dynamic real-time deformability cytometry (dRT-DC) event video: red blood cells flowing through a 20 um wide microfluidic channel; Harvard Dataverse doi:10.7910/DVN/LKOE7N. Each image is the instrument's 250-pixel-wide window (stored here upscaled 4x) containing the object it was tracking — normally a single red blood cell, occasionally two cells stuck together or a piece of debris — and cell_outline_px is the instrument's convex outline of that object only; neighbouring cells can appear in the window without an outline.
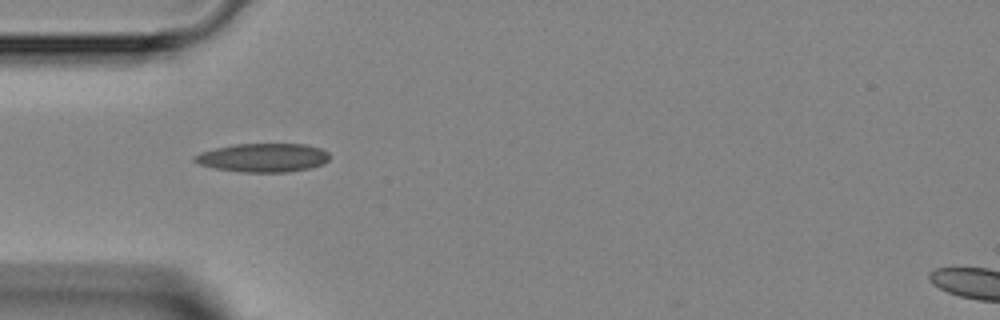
{"species": "Egyptian fruit bat (a non-hibernating species)", "species_latin": "Rousettus aegyptiacus", "temperature_condition": "room temperature", "stored_images_in_passage": 3, "camera_frame_rate_fps": 3000, "um_per_image_px": 0.085, "animal": {"sex": "female"}, "frame": {"image": 1, "passage_image": 1, "time_ms": 0.0, "image_size_px": [1000, 320], "cell_outline_px": [[328, 160], [324, 164], [308, 168], [288, 172], [240, 172], [212, 168], [200, 164], [192, 160], [192, 156], [200, 152], [232, 144], [304, 144], [320, 148], [328, 152]], "centroid_in_image_um": [22.32, 13.4], "position_along_channel_um": 62.7, "area_um2": 22.66}}
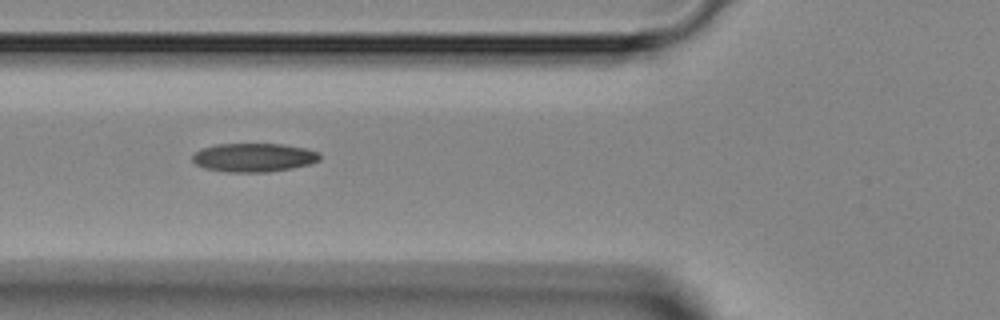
{"frame": {"image": 2, "passage_image": 2, "time_ms": 1.0, "image_size_px": [1000, 320], "cell_outline_px": [[320, 160], [312, 164], [292, 168], [268, 172], [224, 172], [204, 168], [196, 164], [192, 160], [192, 156], [200, 148], [216, 144], [284, 144], [308, 148], [320, 152]], "centroid_in_image_um": [21.6, 13.38], "position_along_channel_um": 104.2, "area_um2": 21.62}}
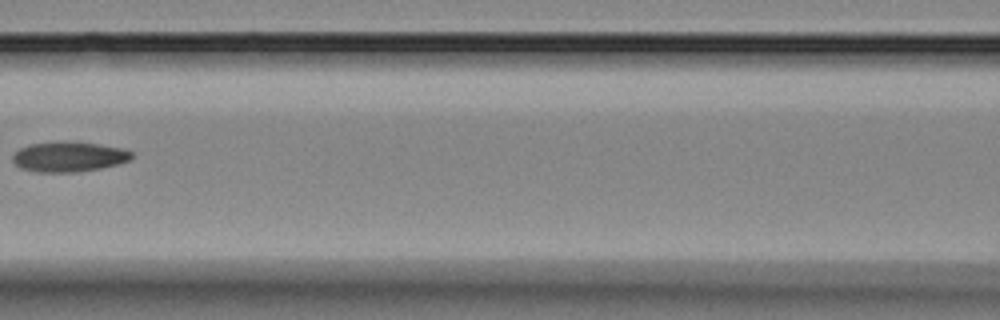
{"frame": {"image": 3, "passage_image": 3, "time_ms": 2.333, "image_size_px": [1000, 320], "cell_outline_px": [[132, 160], [100, 168], [72, 172], [36, 172], [24, 168], [16, 164], [12, 160], [12, 156], [20, 148], [28, 144], [56, 140], [64, 140], [100, 144], [124, 148], [132, 152]], "centroid_in_image_um": [5.86, 13.29], "position_along_channel_um": 160.7, "area_um2": 21.1}}